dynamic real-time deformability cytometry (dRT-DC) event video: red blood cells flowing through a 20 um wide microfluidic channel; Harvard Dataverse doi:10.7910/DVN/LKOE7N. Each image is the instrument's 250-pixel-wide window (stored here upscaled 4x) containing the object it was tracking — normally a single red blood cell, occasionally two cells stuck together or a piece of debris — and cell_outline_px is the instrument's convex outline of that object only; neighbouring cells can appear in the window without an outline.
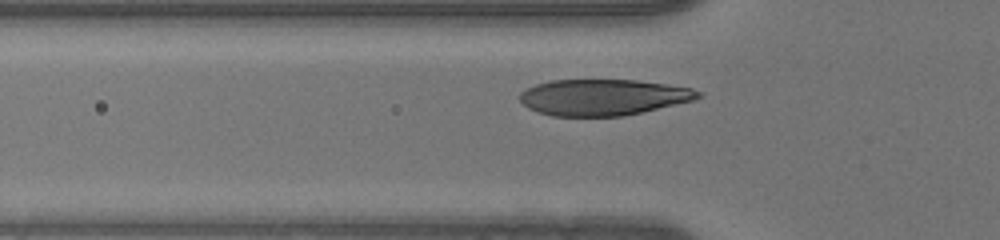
{"species": "human", "species_latin": "Homo sapiens", "temperature_condition": "warm", "stored_images_in_passage": 32, "camera_frame_rate_fps": 3000, "um_per_image_px": 0.085, "donor": {"sex": "male"}, "frame": {"image": 1, "passage_image": 8, "time_ms": 2.333, "image_size_px": [1000, 240], "cell_outline_px": [[700, 96], [692, 100], [624, 116], [552, 116], [536, 112], [528, 108], [520, 100], [520, 92], [536, 84], [552, 80], [636, 80], [692, 88], [700, 92]], "centroid_in_image_um": [51.21, 8.27], "position_along_channel_um": 74.6, "area_um2": 37.22}}
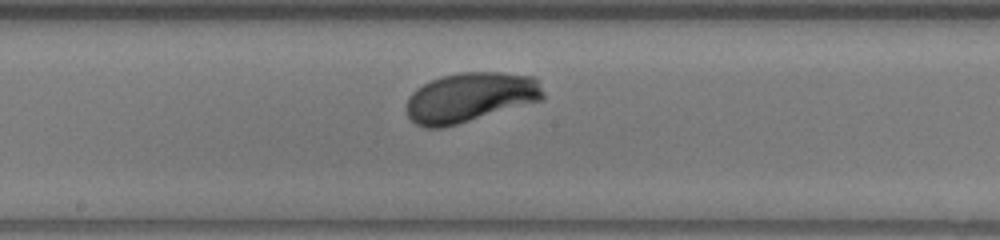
{"frame": {"image": 2, "passage_image": 18, "time_ms": 5.667, "image_size_px": [1000, 240], "cell_outline_px": [[544, 100], [456, 124], [440, 128], [424, 128], [416, 124], [408, 116], [408, 96], [416, 88], [440, 76], [460, 72], [500, 72], [536, 76], [544, 92]], "centroid_in_image_um": [40.0, 8.26], "position_along_channel_um": 208.2, "area_um2": 39.65}}
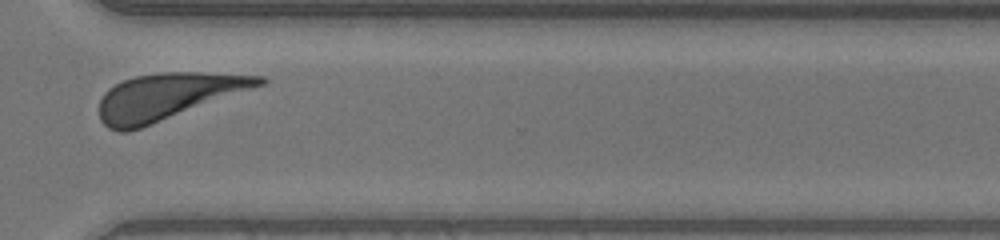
{"frame": {"image": 3, "passage_image": 29, "time_ms": 9.333, "image_size_px": [1000, 240], "cell_outline_px": [[268, 80], [264, 84], [140, 128], [128, 132], [120, 132], [108, 128], [100, 120], [100, 100], [104, 92], [108, 88], [124, 80], [136, 76], [164, 72], [200, 72], [264, 76]], "centroid_in_image_um": [14.21, 8.19], "position_along_channel_um": 356.4, "area_um2": 42.66}}